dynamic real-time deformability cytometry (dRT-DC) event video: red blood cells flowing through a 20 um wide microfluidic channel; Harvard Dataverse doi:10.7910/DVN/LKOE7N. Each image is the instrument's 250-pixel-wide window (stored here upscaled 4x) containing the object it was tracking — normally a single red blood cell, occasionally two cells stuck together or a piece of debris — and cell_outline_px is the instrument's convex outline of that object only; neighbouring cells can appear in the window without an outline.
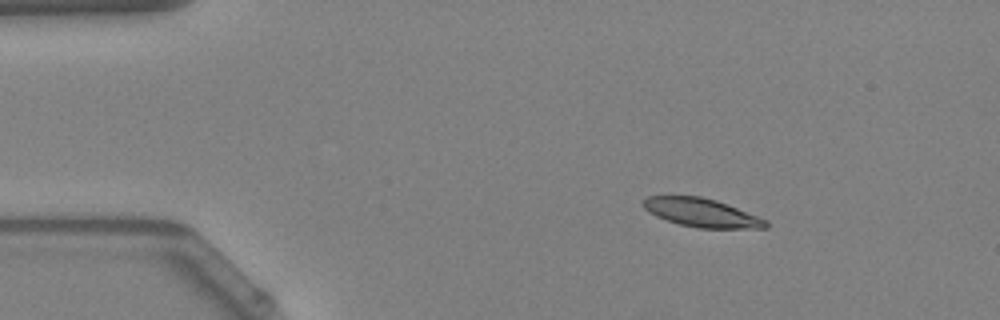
{"species": "Egyptian fruit bat (a non-hibernating species)", "species_latin": "Rousettus aegyptiacus", "temperature_condition": "warm", "stored_images_in_passage": 44, "camera_frame_rate_fps": 3000, "um_per_image_px": 0.085, "animal": {"sex": "female"}, "frame": {"image": 1, "passage_image": 1, "time_ms": 0.0, "image_size_px": [1000, 320], "cell_outline_px": [[768, 228], [696, 228], [680, 224], [656, 216], [648, 212], [640, 204], [640, 200], [648, 196], [700, 196], [716, 200], [768, 220]], "centroid_in_image_um": [59.6, 18.07], "position_along_channel_um": 25.4, "area_um2": 20.4}}
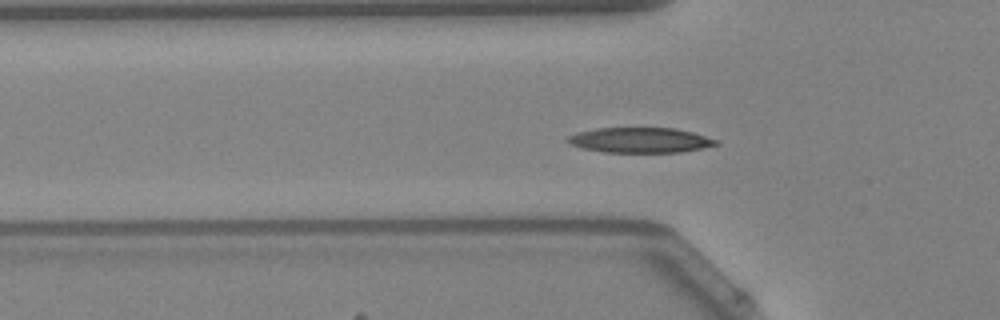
{"frame": {"image": 2, "passage_image": 10, "time_ms": 3.0, "image_size_px": [1000, 320], "cell_outline_px": [[720, 144], [680, 152], [604, 152], [580, 148], [564, 140], [568, 136], [580, 132], [596, 128], [676, 128], [692, 132], [720, 140]], "centroid_in_image_um": [54.43, 11.91], "position_along_channel_um": 71.4, "area_um2": 21.73}}
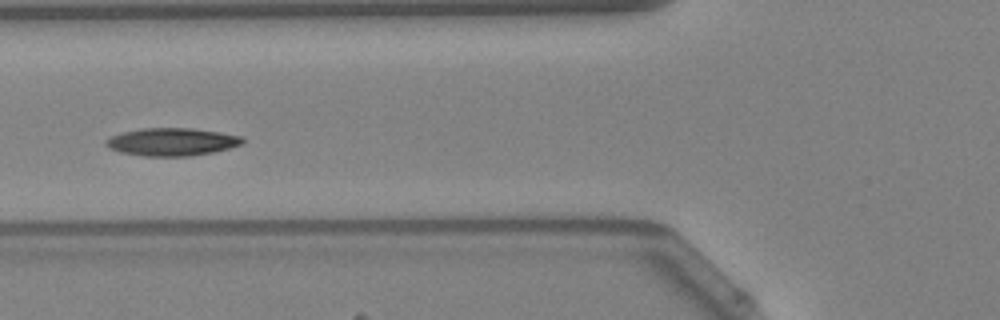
{"frame": {"image": 3, "passage_image": 13, "time_ms": 4.0, "image_size_px": [1000, 320], "cell_outline_px": [[244, 144], [212, 152], [192, 156], [144, 156], [120, 152], [108, 148], [104, 144], [104, 140], [112, 136], [124, 132], [140, 128], [192, 128], [220, 132], [244, 136]], "centroid_in_image_um": [14.62, 12.05], "position_along_channel_um": 111.2, "area_um2": 22.25}, "authors_computed_cell_mechanics": {"area_um2": 21.1259, "velocity_mm_per_s": 3.9658, "shape_relaxation_time_tau1_ms": 3.2097, "shape_relaxation_time_tau2_ms": 6.6895, "deformation_change_tau1": 0.1342, "deformation_change_tau2": 0.1041}}